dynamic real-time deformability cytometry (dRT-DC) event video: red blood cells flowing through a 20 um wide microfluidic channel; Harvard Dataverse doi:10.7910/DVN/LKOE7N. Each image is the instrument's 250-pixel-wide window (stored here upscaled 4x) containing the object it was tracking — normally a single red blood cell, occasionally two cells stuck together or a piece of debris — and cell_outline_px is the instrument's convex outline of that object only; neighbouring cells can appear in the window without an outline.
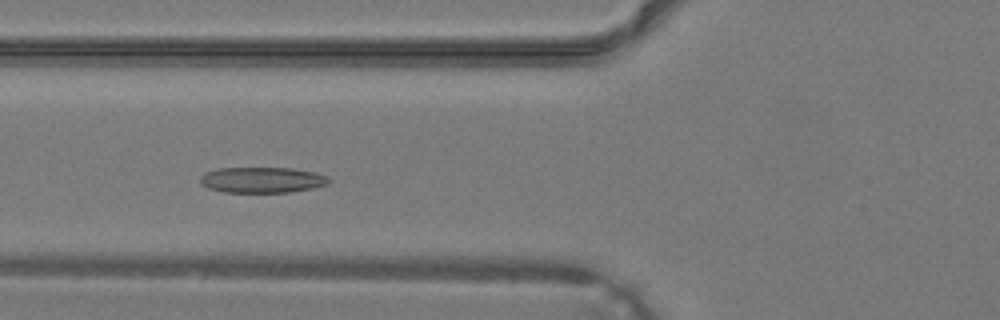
{"species": "common noctule bat (a hibernating species)", "species_latin": "Nyctalus noctula", "temperature_condition": "warm", "stored_images_in_passage": 22, "camera_frame_rate_fps": 3000, "um_per_image_px": 0.085, "animal": {"sex": "male", "body_mass_g": 19.2, "forearm_length_mm": 51.8}, "frame": {"image": 1, "passage_image": 5, "time_ms": 1.333, "image_size_px": [1000, 320], "cell_outline_px": [[332, 180], [328, 184], [312, 188], [292, 192], [224, 192], [208, 188], [200, 184], [200, 176], [204, 172], [216, 168], [292, 168], [316, 172], [328, 176]], "centroid_in_image_um": [22.28, 15.29], "position_along_channel_um": 103.5, "area_um2": 19.54}}
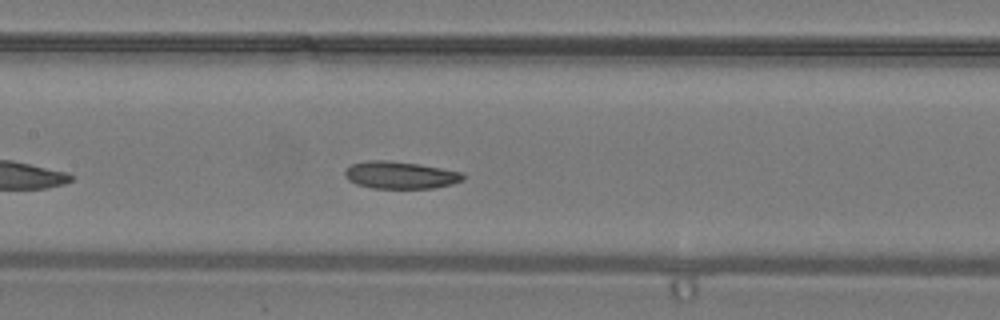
{"frame": {"image": 2, "passage_image": 9, "time_ms": 2.667, "image_size_px": [1000, 320], "cell_outline_px": [[464, 180], [452, 184], [432, 188], [372, 188], [356, 184], [348, 180], [344, 176], [344, 172], [352, 164], [368, 160], [388, 160], [420, 164], [464, 172]], "centroid_in_image_um": [34.04, 14.88], "position_along_channel_um": 173.4, "area_um2": 18.9}}
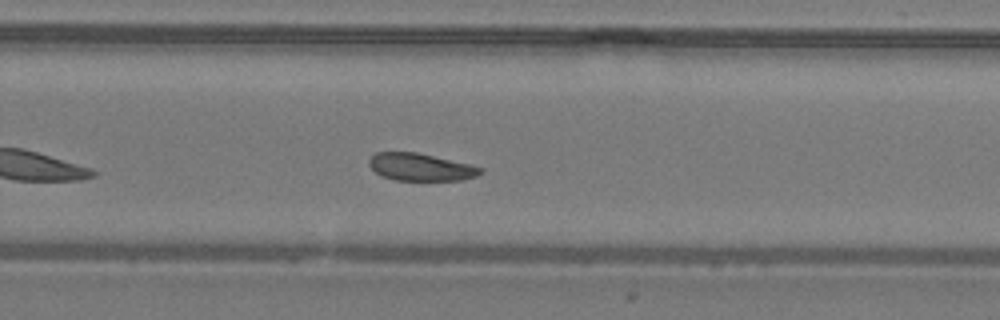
{"frame": {"image": 3, "passage_image": 16, "time_ms": 5.0, "image_size_px": [1000, 320], "cell_outline_px": [[484, 172], [476, 176], [460, 180], [396, 180], [380, 176], [368, 164], [368, 160], [376, 152], [416, 152], [468, 164], [484, 168]], "centroid_in_image_um": [35.74, 14.2], "position_along_channel_um": 294.1, "area_um2": 17.69}}